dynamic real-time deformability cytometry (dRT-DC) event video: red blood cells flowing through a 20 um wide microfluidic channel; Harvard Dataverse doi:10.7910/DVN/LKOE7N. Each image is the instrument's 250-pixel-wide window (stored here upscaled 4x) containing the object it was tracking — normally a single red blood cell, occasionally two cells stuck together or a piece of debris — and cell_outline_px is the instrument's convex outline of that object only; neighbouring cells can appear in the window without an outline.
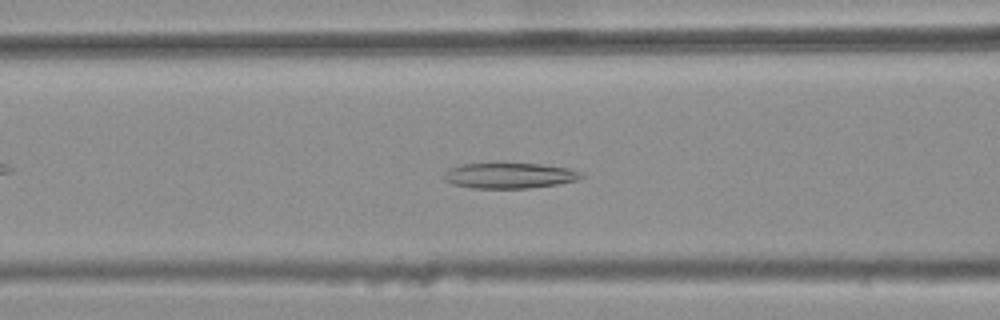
{"species": "common noctule bat (a hibernating species)", "species_latin": "Nyctalus noctula", "temperature_condition": "warm", "stored_images_in_passage": 29, "camera_frame_rate_fps": 3000, "um_per_image_px": 0.085, "animal": {"sex": "female", "body_mass_g": 25.1}, "frame": {"image": 1, "passage_image": 7, "time_ms": 2.0, "image_size_px": [1000, 320], "cell_outline_px": [[584, 176], [580, 180], [556, 184], [528, 188], [472, 188], [452, 184], [444, 180], [444, 172], [452, 168], [464, 164], [540, 164], [568, 168], [580, 172]], "centroid_in_image_um": [43.32, 14.94], "position_along_channel_um": 123.3, "area_um2": 20.17}}
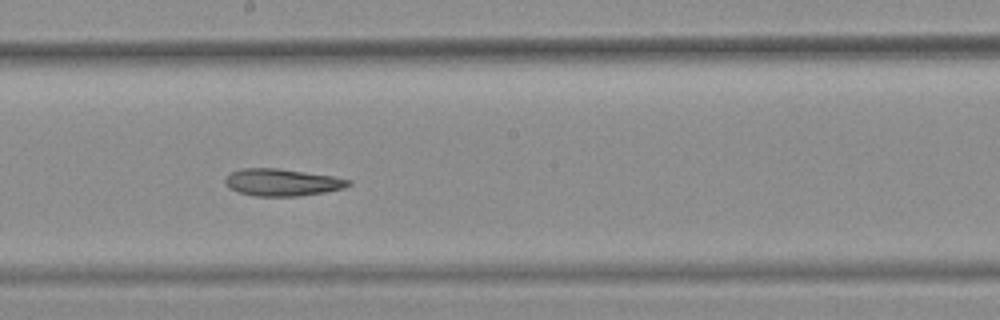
{"frame": {"image": 2, "passage_image": 15, "time_ms": 4.667, "image_size_px": [1000, 320], "cell_outline_px": [[352, 184], [344, 188], [324, 192], [296, 196], [256, 196], [240, 192], [228, 188], [224, 180], [232, 172], [240, 168], [276, 168], [332, 176], [352, 180]], "centroid_in_image_um": [23.99, 15.5], "position_along_channel_um": 224.2, "area_um2": 19.31}}
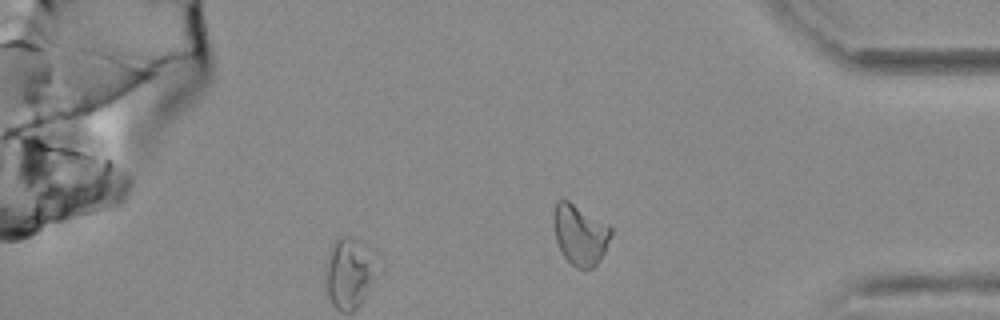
{"frame": {"image": 3, "passage_image": 29, "time_ms": 9.333, "image_size_px": [1000, 320], "cell_outline_px": [[612, 232], [604, 252], [596, 264], [592, 268], [576, 268], [564, 256], [556, 240], [552, 220], [556, 200], [568, 200], [608, 224], [612, 228]], "centroid_in_image_um": [49.28, 19.92], "position_along_channel_um": 385.9, "area_um2": 20.06}, "authors_computed_cell_mechanics": {"area_um2": 19.7098, "velocity_mm_per_s": 3.7924, "shape_relaxation_time_tau1_ms": null, "shape_relaxation_time_tau2_ms": 7.1797, "deformation_change_tau1": null, "deformation_change_tau2": 0.1394}}